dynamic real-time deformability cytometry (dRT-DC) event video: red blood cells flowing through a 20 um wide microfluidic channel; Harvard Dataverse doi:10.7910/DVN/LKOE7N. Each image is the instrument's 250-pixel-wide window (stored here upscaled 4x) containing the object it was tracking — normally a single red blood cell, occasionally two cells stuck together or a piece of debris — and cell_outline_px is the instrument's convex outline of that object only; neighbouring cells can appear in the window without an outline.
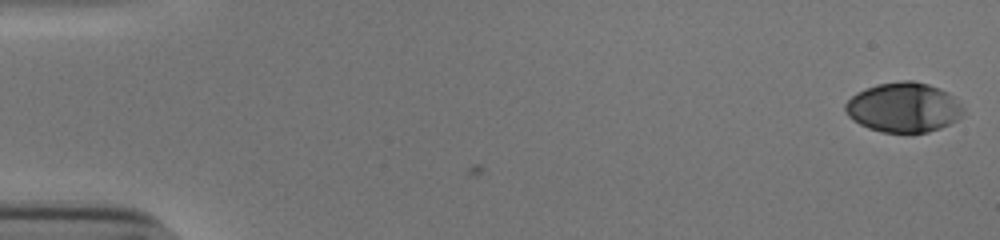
{"species": "human", "species_latin": "Homo sapiens", "temperature_condition": "cold", "stored_images_in_passage": 43, "camera_frame_rate_fps": 3000, "um_per_image_px": 0.085, "donor": {"sex": "male"}, "frame": {"image": 1, "passage_image": 1, "time_ms": 0.0, "image_size_px": [1000, 240], "cell_outline_px": [[964, 112], [956, 120], [940, 128], [928, 132], [880, 132], [868, 128], [852, 120], [848, 116], [844, 108], [844, 104], [856, 92], [864, 88], [876, 84], [900, 80], [912, 80], [928, 84], [940, 88], [948, 92], [964, 108]], "centroid_in_image_um": [76.77, 9.11], "position_along_channel_um": 8.2, "area_um2": 34.33}}